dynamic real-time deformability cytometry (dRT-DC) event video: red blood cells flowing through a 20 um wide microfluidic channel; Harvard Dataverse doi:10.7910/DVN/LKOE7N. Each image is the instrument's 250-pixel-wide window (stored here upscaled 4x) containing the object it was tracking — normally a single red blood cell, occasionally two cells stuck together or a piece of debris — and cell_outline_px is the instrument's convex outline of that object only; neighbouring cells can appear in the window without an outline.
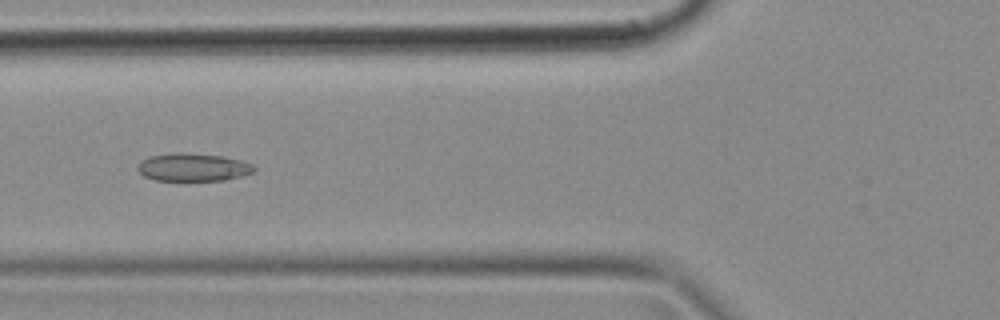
{"species": "common noctule bat (a hibernating species)", "species_latin": "Nyctalus noctula", "temperature_condition": "cold", "stored_images_in_passage": 50, "segment_of_instrument_passage": [1, 2], "camera_frame_rate_fps": 3000, "um_per_image_px": 0.085, "animal": {"sex": "female", "body_mass_g": 18.4}, "frame": {"image": 1, "passage_image": 18, "time_ms": 5.667, "image_size_px": [1000, 320], "cell_outline_px": [[256, 172], [224, 180], [156, 180], [144, 176], [136, 168], [140, 160], [148, 156], [176, 152], [184, 152], [224, 156], [240, 160], [252, 164], [256, 168]], "centroid_in_image_um": [16.4, 14.2], "position_along_channel_um": 109.4, "area_um2": 19.07}}
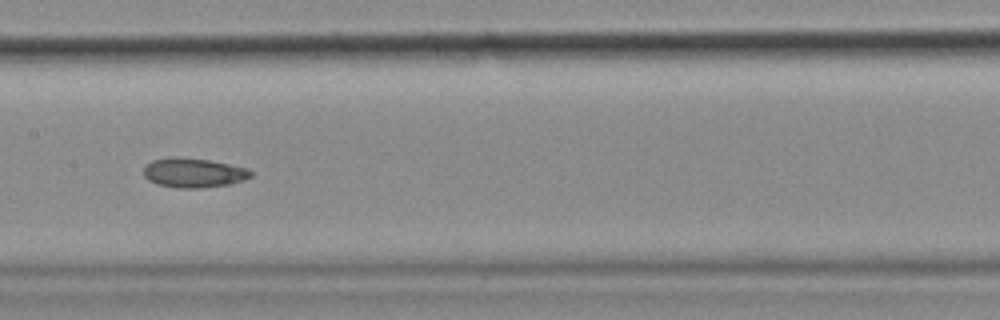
{"frame": {"image": 2, "passage_image": 24, "time_ms": 7.667, "image_size_px": [1000, 320], "cell_outline_px": [[252, 176], [244, 180], [232, 184], [200, 188], [180, 188], [156, 184], [148, 180], [144, 176], [144, 168], [152, 160], [172, 156], [180, 156], [208, 160], [248, 168], [252, 172]], "centroid_in_image_um": [16.46, 14.68], "position_along_channel_um": 190.9, "area_um2": 18.55}}
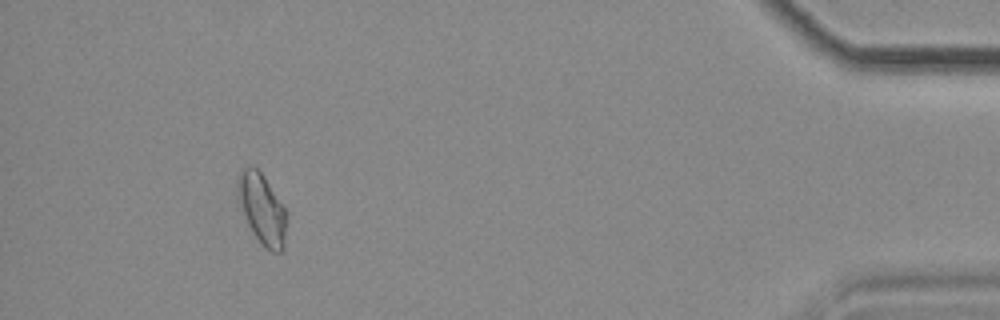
{"frame": {"image": 3, "passage_image": 45, "time_ms": 14.667, "image_size_px": [1000, 320], "cell_outline_px": [[288, 212], [284, 248], [280, 252], [272, 252], [264, 248], [260, 244], [252, 232], [248, 224], [236, 196], [236, 176], [240, 168], [248, 164], [252, 164], [264, 176]], "centroid_in_image_um": [22.25, 17.72], "position_along_channel_um": 412.9, "area_um2": 20.87}}